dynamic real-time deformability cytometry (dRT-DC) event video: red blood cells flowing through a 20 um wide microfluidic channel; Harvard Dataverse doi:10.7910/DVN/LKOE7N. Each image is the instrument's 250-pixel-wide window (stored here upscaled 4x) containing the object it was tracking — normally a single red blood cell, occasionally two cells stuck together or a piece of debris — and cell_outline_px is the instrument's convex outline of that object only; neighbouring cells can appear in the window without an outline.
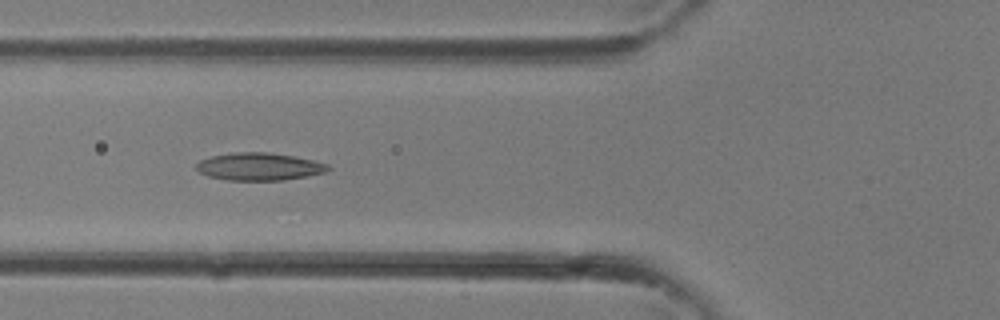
{"species": "common noctule bat (a hibernating species)", "species_latin": "Nyctalus noctula", "temperature_condition": "room temperature", "stored_images_in_passage": 30, "camera_frame_rate_fps": 3000, "um_per_image_px": 0.085, "animal": {"sex": "female"}, "frame": {"image": 1, "passage_image": 9, "time_ms": 2.667, "image_size_px": [1000, 320], "cell_outline_px": [[332, 168], [324, 172], [284, 180], [228, 180], [208, 176], [200, 172], [196, 168], [196, 164], [200, 160], [212, 156], [232, 152], [268, 152], [296, 156], [328, 164]], "centroid_in_image_um": [22.02, 14.15], "position_along_channel_um": 103.8, "area_um2": 21.1}}
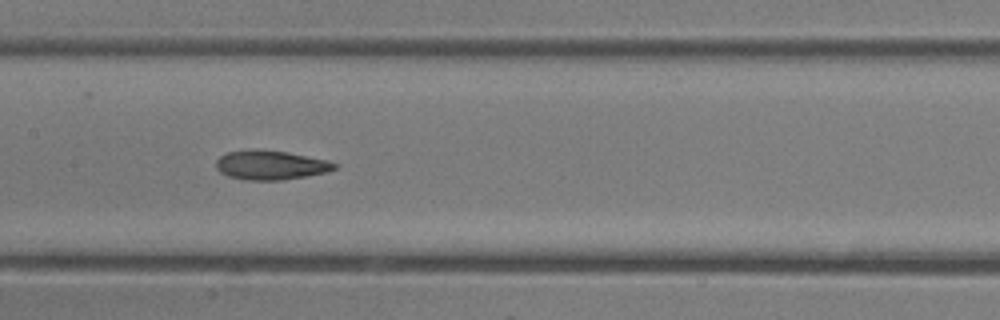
{"frame": {"image": 2, "passage_image": 13, "time_ms": 4.0, "image_size_px": [1000, 320], "cell_outline_px": [[340, 164], [336, 168], [328, 172], [308, 176], [280, 180], [244, 180], [228, 176], [220, 172], [216, 168], [216, 160], [220, 156], [228, 152], [288, 152], [328, 160]], "centroid_in_image_um": [23.08, 14.08], "position_along_channel_um": 184.3, "area_um2": 19.65}}
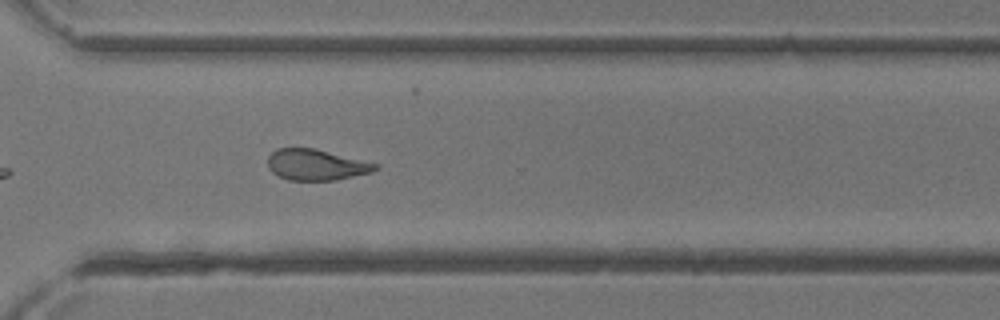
{"frame": {"image": 3, "passage_image": 21, "time_ms": 6.667, "image_size_px": [1000, 320], "cell_outline_px": [[380, 168], [372, 172], [336, 180], [288, 180], [272, 172], [268, 168], [268, 156], [276, 148], [312, 148], [380, 164]], "centroid_in_image_um": [26.89, 14.01], "position_along_channel_um": 343.7, "area_um2": 19.36}}